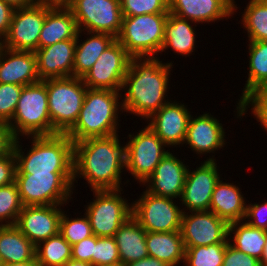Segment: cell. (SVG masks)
Instances as JSON below:
<instances>
[{"label":"cell","mask_w":267,"mask_h":266,"mask_svg":"<svg viewBox=\"0 0 267 266\" xmlns=\"http://www.w3.org/2000/svg\"><path fill=\"white\" fill-rule=\"evenodd\" d=\"M172 68V61L162 63L160 57L131 58L121 88L123 111L146 120L169 102Z\"/></svg>","instance_id":"1"},{"label":"cell","mask_w":267,"mask_h":266,"mask_svg":"<svg viewBox=\"0 0 267 266\" xmlns=\"http://www.w3.org/2000/svg\"><path fill=\"white\" fill-rule=\"evenodd\" d=\"M119 138L117 133L74 143L73 189L76 178L86 180L91 191L122 189L126 155Z\"/></svg>","instance_id":"2"},{"label":"cell","mask_w":267,"mask_h":266,"mask_svg":"<svg viewBox=\"0 0 267 266\" xmlns=\"http://www.w3.org/2000/svg\"><path fill=\"white\" fill-rule=\"evenodd\" d=\"M30 137L32 144L27 154L20 144L22 138L15 139V174L73 173L74 143L67 134L27 136V139Z\"/></svg>","instance_id":"3"},{"label":"cell","mask_w":267,"mask_h":266,"mask_svg":"<svg viewBox=\"0 0 267 266\" xmlns=\"http://www.w3.org/2000/svg\"><path fill=\"white\" fill-rule=\"evenodd\" d=\"M122 96L121 91L87 88L77 121L67 136L75 143L119 133L118 115L124 112Z\"/></svg>","instance_id":"4"},{"label":"cell","mask_w":267,"mask_h":266,"mask_svg":"<svg viewBox=\"0 0 267 266\" xmlns=\"http://www.w3.org/2000/svg\"><path fill=\"white\" fill-rule=\"evenodd\" d=\"M167 19L168 13L123 16L116 40L132 58L157 57L163 46Z\"/></svg>","instance_id":"5"},{"label":"cell","mask_w":267,"mask_h":266,"mask_svg":"<svg viewBox=\"0 0 267 266\" xmlns=\"http://www.w3.org/2000/svg\"><path fill=\"white\" fill-rule=\"evenodd\" d=\"M8 125L15 138L52 135L46 79L23 87Z\"/></svg>","instance_id":"6"},{"label":"cell","mask_w":267,"mask_h":266,"mask_svg":"<svg viewBox=\"0 0 267 266\" xmlns=\"http://www.w3.org/2000/svg\"><path fill=\"white\" fill-rule=\"evenodd\" d=\"M52 135L66 134L76 123L87 86L82 78L46 79Z\"/></svg>","instance_id":"7"},{"label":"cell","mask_w":267,"mask_h":266,"mask_svg":"<svg viewBox=\"0 0 267 266\" xmlns=\"http://www.w3.org/2000/svg\"><path fill=\"white\" fill-rule=\"evenodd\" d=\"M73 173L15 174L24 206L66 205L73 199Z\"/></svg>","instance_id":"8"},{"label":"cell","mask_w":267,"mask_h":266,"mask_svg":"<svg viewBox=\"0 0 267 266\" xmlns=\"http://www.w3.org/2000/svg\"><path fill=\"white\" fill-rule=\"evenodd\" d=\"M122 189L92 190L93 201L85 205L92 233L97 237H114L121 225L132 216V203L124 196ZM123 197V198H122Z\"/></svg>","instance_id":"9"},{"label":"cell","mask_w":267,"mask_h":266,"mask_svg":"<svg viewBox=\"0 0 267 266\" xmlns=\"http://www.w3.org/2000/svg\"><path fill=\"white\" fill-rule=\"evenodd\" d=\"M135 134H128L129 141L125 144V171H129L128 173L142 185L169 150H166L168 146L148 125Z\"/></svg>","instance_id":"10"},{"label":"cell","mask_w":267,"mask_h":266,"mask_svg":"<svg viewBox=\"0 0 267 266\" xmlns=\"http://www.w3.org/2000/svg\"><path fill=\"white\" fill-rule=\"evenodd\" d=\"M132 202V216L148 232L180 231L183 210L173 198L143 191ZM174 200V201H173Z\"/></svg>","instance_id":"11"},{"label":"cell","mask_w":267,"mask_h":266,"mask_svg":"<svg viewBox=\"0 0 267 266\" xmlns=\"http://www.w3.org/2000/svg\"><path fill=\"white\" fill-rule=\"evenodd\" d=\"M79 31L106 33L118 37L122 28L120 0H73L69 8Z\"/></svg>","instance_id":"12"},{"label":"cell","mask_w":267,"mask_h":266,"mask_svg":"<svg viewBox=\"0 0 267 266\" xmlns=\"http://www.w3.org/2000/svg\"><path fill=\"white\" fill-rule=\"evenodd\" d=\"M131 58L126 49L115 40L82 77L84 84L90 89L121 91Z\"/></svg>","instance_id":"13"},{"label":"cell","mask_w":267,"mask_h":266,"mask_svg":"<svg viewBox=\"0 0 267 266\" xmlns=\"http://www.w3.org/2000/svg\"><path fill=\"white\" fill-rule=\"evenodd\" d=\"M212 157H207L206 161H201L196 170L188 169L181 198L179 199L183 212L210 211V202L213 190L220 180L217 161Z\"/></svg>","instance_id":"14"},{"label":"cell","mask_w":267,"mask_h":266,"mask_svg":"<svg viewBox=\"0 0 267 266\" xmlns=\"http://www.w3.org/2000/svg\"><path fill=\"white\" fill-rule=\"evenodd\" d=\"M45 17L46 6L40 4L15 8L8 33L2 40V47L35 52Z\"/></svg>","instance_id":"15"},{"label":"cell","mask_w":267,"mask_h":266,"mask_svg":"<svg viewBox=\"0 0 267 266\" xmlns=\"http://www.w3.org/2000/svg\"><path fill=\"white\" fill-rule=\"evenodd\" d=\"M228 225L212 211L183 212L180 232L184 246L229 243Z\"/></svg>","instance_id":"16"},{"label":"cell","mask_w":267,"mask_h":266,"mask_svg":"<svg viewBox=\"0 0 267 266\" xmlns=\"http://www.w3.org/2000/svg\"><path fill=\"white\" fill-rule=\"evenodd\" d=\"M64 205L23 206L16 227L35 245L57 235Z\"/></svg>","instance_id":"17"},{"label":"cell","mask_w":267,"mask_h":266,"mask_svg":"<svg viewBox=\"0 0 267 266\" xmlns=\"http://www.w3.org/2000/svg\"><path fill=\"white\" fill-rule=\"evenodd\" d=\"M187 105L170 99L145 122L150 129L169 147H180L185 140L191 112ZM179 145V146H177Z\"/></svg>","instance_id":"18"},{"label":"cell","mask_w":267,"mask_h":266,"mask_svg":"<svg viewBox=\"0 0 267 266\" xmlns=\"http://www.w3.org/2000/svg\"><path fill=\"white\" fill-rule=\"evenodd\" d=\"M188 169L189 166L184 160H180L169 151L143 185L151 194L173 199L181 198Z\"/></svg>","instance_id":"19"},{"label":"cell","mask_w":267,"mask_h":266,"mask_svg":"<svg viewBox=\"0 0 267 266\" xmlns=\"http://www.w3.org/2000/svg\"><path fill=\"white\" fill-rule=\"evenodd\" d=\"M225 130L222 123L211 113L205 112L202 115H191L186 136L183 144L186 143L189 149L197 155L215 153L226 145Z\"/></svg>","instance_id":"20"},{"label":"cell","mask_w":267,"mask_h":266,"mask_svg":"<svg viewBox=\"0 0 267 266\" xmlns=\"http://www.w3.org/2000/svg\"><path fill=\"white\" fill-rule=\"evenodd\" d=\"M75 48L76 38L38 48L35 54L39 79L72 77Z\"/></svg>","instance_id":"21"},{"label":"cell","mask_w":267,"mask_h":266,"mask_svg":"<svg viewBox=\"0 0 267 266\" xmlns=\"http://www.w3.org/2000/svg\"><path fill=\"white\" fill-rule=\"evenodd\" d=\"M169 13L194 24H209L232 17L234 3L231 0H169Z\"/></svg>","instance_id":"22"},{"label":"cell","mask_w":267,"mask_h":266,"mask_svg":"<svg viewBox=\"0 0 267 266\" xmlns=\"http://www.w3.org/2000/svg\"><path fill=\"white\" fill-rule=\"evenodd\" d=\"M35 52L0 48V83L21 86L39 82Z\"/></svg>","instance_id":"23"},{"label":"cell","mask_w":267,"mask_h":266,"mask_svg":"<svg viewBox=\"0 0 267 266\" xmlns=\"http://www.w3.org/2000/svg\"><path fill=\"white\" fill-rule=\"evenodd\" d=\"M246 201L238 186L234 183L223 182L220 178L211 196L210 211L228 224L242 221L245 217Z\"/></svg>","instance_id":"24"},{"label":"cell","mask_w":267,"mask_h":266,"mask_svg":"<svg viewBox=\"0 0 267 266\" xmlns=\"http://www.w3.org/2000/svg\"><path fill=\"white\" fill-rule=\"evenodd\" d=\"M78 32L76 19L69 8L46 7V17L40 32L38 48L77 38Z\"/></svg>","instance_id":"25"},{"label":"cell","mask_w":267,"mask_h":266,"mask_svg":"<svg viewBox=\"0 0 267 266\" xmlns=\"http://www.w3.org/2000/svg\"><path fill=\"white\" fill-rule=\"evenodd\" d=\"M121 263L128 264L148 257L146 230L133 217H129L114 235Z\"/></svg>","instance_id":"26"},{"label":"cell","mask_w":267,"mask_h":266,"mask_svg":"<svg viewBox=\"0 0 267 266\" xmlns=\"http://www.w3.org/2000/svg\"><path fill=\"white\" fill-rule=\"evenodd\" d=\"M84 32L85 35L90 37L88 36L87 39L82 41L79 39L82 31H79L76 38L73 76L78 78H82L92 68L102 52L116 40L110 34Z\"/></svg>","instance_id":"27"},{"label":"cell","mask_w":267,"mask_h":266,"mask_svg":"<svg viewBox=\"0 0 267 266\" xmlns=\"http://www.w3.org/2000/svg\"><path fill=\"white\" fill-rule=\"evenodd\" d=\"M192 23L194 22H189L187 19L168 13L160 54L171 48L174 54L177 53L186 57L191 55L197 44L195 31L197 25L194 26Z\"/></svg>","instance_id":"28"},{"label":"cell","mask_w":267,"mask_h":266,"mask_svg":"<svg viewBox=\"0 0 267 266\" xmlns=\"http://www.w3.org/2000/svg\"><path fill=\"white\" fill-rule=\"evenodd\" d=\"M146 246L150 257L161 260L169 266H178L184 262L185 246L180 231H146Z\"/></svg>","instance_id":"29"},{"label":"cell","mask_w":267,"mask_h":266,"mask_svg":"<svg viewBox=\"0 0 267 266\" xmlns=\"http://www.w3.org/2000/svg\"><path fill=\"white\" fill-rule=\"evenodd\" d=\"M36 246L15 226L0 230V257L3 263L36 260Z\"/></svg>","instance_id":"30"},{"label":"cell","mask_w":267,"mask_h":266,"mask_svg":"<svg viewBox=\"0 0 267 266\" xmlns=\"http://www.w3.org/2000/svg\"><path fill=\"white\" fill-rule=\"evenodd\" d=\"M228 242L237 250L261 260L266 244V230L252 227L244 220L231 222L228 225Z\"/></svg>","instance_id":"31"},{"label":"cell","mask_w":267,"mask_h":266,"mask_svg":"<svg viewBox=\"0 0 267 266\" xmlns=\"http://www.w3.org/2000/svg\"><path fill=\"white\" fill-rule=\"evenodd\" d=\"M248 42L249 73L238 101L252 91L267 89V41Z\"/></svg>","instance_id":"32"},{"label":"cell","mask_w":267,"mask_h":266,"mask_svg":"<svg viewBox=\"0 0 267 266\" xmlns=\"http://www.w3.org/2000/svg\"><path fill=\"white\" fill-rule=\"evenodd\" d=\"M72 246L58 233L36 246L35 258L40 266H62L72 259Z\"/></svg>","instance_id":"33"},{"label":"cell","mask_w":267,"mask_h":266,"mask_svg":"<svg viewBox=\"0 0 267 266\" xmlns=\"http://www.w3.org/2000/svg\"><path fill=\"white\" fill-rule=\"evenodd\" d=\"M242 12L241 24L249 41H267V0H250Z\"/></svg>","instance_id":"34"},{"label":"cell","mask_w":267,"mask_h":266,"mask_svg":"<svg viewBox=\"0 0 267 266\" xmlns=\"http://www.w3.org/2000/svg\"><path fill=\"white\" fill-rule=\"evenodd\" d=\"M216 243L208 246L185 247L184 266H222L226 245Z\"/></svg>","instance_id":"35"},{"label":"cell","mask_w":267,"mask_h":266,"mask_svg":"<svg viewBox=\"0 0 267 266\" xmlns=\"http://www.w3.org/2000/svg\"><path fill=\"white\" fill-rule=\"evenodd\" d=\"M23 206L16 182L0 187V224L16 225Z\"/></svg>","instance_id":"36"},{"label":"cell","mask_w":267,"mask_h":266,"mask_svg":"<svg viewBox=\"0 0 267 266\" xmlns=\"http://www.w3.org/2000/svg\"><path fill=\"white\" fill-rule=\"evenodd\" d=\"M236 117L241 118L246 115L248 109L251 107V112L254 118L267 131V91L256 90L248 93L240 101L236 103ZM251 104V105H250Z\"/></svg>","instance_id":"37"},{"label":"cell","mask_w":267,"mask_h":266,"mask_svg":"<svg viewBox=\"0 0 267 266\" xmlns=\"http://www.w3.org/2000/svg\"><path fill=\"white\" fill-rule=\"evenodd\" d=\"M84 215L81 218H69L67 212H62L59 233L71 246L93 235L89 219Z\"/></svg>","instance_id":"38"},{"label":"cell","mask_w":267,"mask_h":266,"mask_svg":"<svg viewBox=\"0 0 267 266\" xmlns=\"http://www.w3.org/2000/svg\"><path fill=\"white\" fill-rule=\"evenodd\" d=\"M123 16L169 13V0H120Z\"/></svg>","instance_id":"39"},{"label":"cell","mask_w":267,"mask_h":266,"mask_svg":"<svg viewBox=\"0 0 267 266\" xmlns=\"http://www.w3.org/2000/svg\"><path fill=\"white\" fill-rule=\"evenodd\" d=\"M121 262L119 250L114 237H97L92 255L93 266L113 265Z\"/></svg>","instance_id":"40"},{"label":"cell","mask_w":267,"mask_h":266,"mask_svg":"<svg viewBox=\"0 0 267 266\" xmlns=\"http://www.w3.org/2000/svg\"><path fill=\"white\" fill-rule=\"evenodd\" d=\"M23 87L0 83V121L9 123L12 120Z\"/></svg>","instance_id":"41"},{"label":"cell","mask_w":267,"mask_h":266,"mask_svg":"<svg viewBox=\"0 0 267 266\" xmlns=\"http://www.w3.org/2000/svg\"><path fill=\"white\" fill-rule=\"evenodd\" d=\"M262 204L248 203L244 221L252 227L263 229L267 231V200ZM247 219V220H246Z\"/></svg>","instance_id":"42"},{"label":"cell","mask_w":267,"mask_h":266,"mask_svg":"<svg viewBox=\"0 0 267 266\" xmlns=\"http://www.w3.org/2000/svg\"><path fill=\"white\" fill-rule=\"evenodd\" d=\"M222 266H261V261L237 250L228 243Z\"/></svg>","instance_id":"43"},{"label":"cell","mask_w":267,"mask_h":266,"mask_svg":"<svg viewBox=\"0 0 267 266\" xmlns=\"http://www.w3.org/2000/svg\"><path fill=\"white\" fill-rule=\"evenodd\" d=\"M97 236L92 235L72 245L71 256L73 260L82 261L92 264V255H94V244Z\"/></svg>","instance_id":"44"},{"label":"cell","mask_w":267,"mask_h":266,"mask_svg":"<svg viewBox=\"0 0 267 266\" xmlns=\"http://www.w3.org/2000/svg\"><path fill=\"white\" fill-rule=\"evenodd\" d=\"M16 158L13 150L0 158V187L15 182Z\"/></svg>","instance_id":"45"},{"label":"cell","mask_w":267,"mask_h":266,"mask_svg":"<svg viewBox=\"0 0 267 266\" xmlns=\"http://www.w3.org/2000/svg\"><path fill=\"white\" fill-rule=\"evenodd\" d=\"M15 139L8 123L0 121V158L13 150Z\"/></svg>","instance_id":"46"},{"label":"cell","mask_w":267,"mask_h":266,"mask_svg":"<svg viewBox=\"0 0 267 266\" xmlns=\"http://www.w3.org/2000/svg\"><path fill=\"white\" fill-rule=\"evenodd\" d=\"M15 8L0 0V41L6 37Z\"/></svg>","instance_id":"47"},{"label":"cell","mask_w":267,"mask_h":266,"mask_svg":"<svg viewBox=\"0 0 267 266\" xmlns=\"http://www.w3.org/2000/svg\"><path fill=\"white\" fill-rule=\"evenodd\" d=\"M126 266H169V265L161 260L148 256L138 261L128 263L126 264Z\"/></svg>","instance_id":"48"},{"label":"cell","mask_w":267,"mask_h":266,"mask_svg":"<svg viewBox=\"0 0 267 266\" xmlns=\"http://www.w3.org/2000/svg\"><path fill=\"white\" fill-rule=\"evenodd\" d=\"M73 0H38V4L48 8H70Z\"/></svg>","instance_id":"49"},{"label":"cell","mask_w":267,"mask_h":266,"mask_svg":"<svg viewBox=\"0 0 267 266\" xmlns=\"http://www.w3.org/2000/svg\"><path fill=\"white\" fill-rule=\"evenodd\" d=\"M14 8L28 7L35 4H38V0H2Z\"/></svg>","instance_id":"50"},{"label":"cell","mask_w":267,"mask_h":266,"mask_svg":"<svg viewBox=\"0 0 267 266\" xmlns=\"http://www.w3.org/2000/svg\"><path fill=\"white\" fill-rule=\"evenodd\" d=\"M37 264L36 260H28L25 262H16V263H2L1 266H35Z\"/></svg>","instance_id":"51"},{"label":"cell","mask_w":267,"mask_h":266,"mask_svg":"<svg viewBox=\"0 0 267 266\" xmlns=\"http://www.w3.org/2000/svg\"><path fill=\"white\" fill-rule=\"evenodd\" d=\"M62 266H93V265L87 262L70 259L69 261L65 262Z\"/></svg>","instance_id":"52"},{"label":"cell","mask_w":267,"mask_h":266,"mask_svg":"<svg viewBox=\"0 0 267 266\" xmlns=\"http://www.w3.org/2000/svg\"><path fill=\"white\" fill-rule=\"evenodd\" d=\"M260 261H261V266H267V231H266V244L264 247V253Z\"/></svg>","instance_id":"53"},{"label":"cell","mask_w":267,"mask_h":266,"mask_svg":"<svg viewBox=\"0 0 267 266\" xmlns=\"http://www.w3.org/2000/svg\"><path fill=\"white\" fill-rule=\"evenodd\" d=\"M105 266H126L125 264L119 262L117 264H113V265H105Z\"/></svg>","instance_id":"54"},{"label":"cell","mask_w":267,"mask_h":266,"mask_svg":"<svg viewBox=\"0 0 267 266\" xmlns=\"http://www.w3.org/2000/svg\"><path fill=\"white\" fill-rule=\"evenodd\" d=\"M231 1L234 3V13H235V12H237L236 10H237L238 7H237V4H236L235 0H231Z\"/></svg>","instance_id":"55"},{"label":"cell","mask_w":267,"mask_h":266,"mask_svg":"<svg viewBox=\"0 0 267 266\" xmlns=\"http://www.w3.org/2000/svg\"><path fill=\"white\" fill-rule=\"evenodd\" d=\"M4 227V225L0 224V230Z\"/></svg>","instance_id":"56"}]
</instances>
